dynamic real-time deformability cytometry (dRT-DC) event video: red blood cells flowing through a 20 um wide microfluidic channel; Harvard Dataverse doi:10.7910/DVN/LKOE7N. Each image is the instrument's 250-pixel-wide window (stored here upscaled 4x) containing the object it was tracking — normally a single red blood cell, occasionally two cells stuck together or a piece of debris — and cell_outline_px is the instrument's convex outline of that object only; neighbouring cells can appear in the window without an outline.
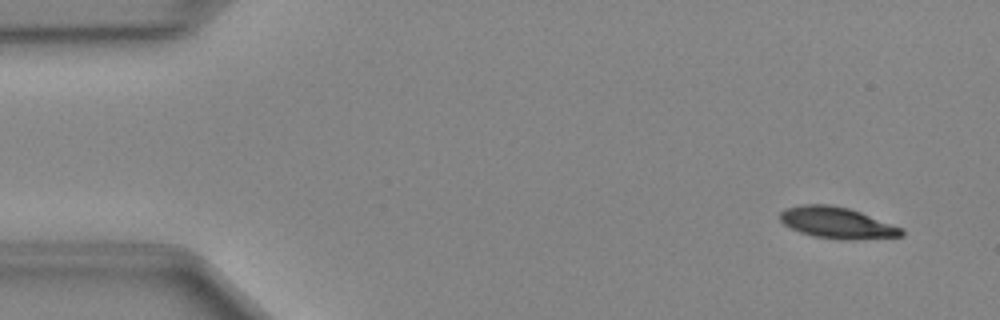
{"species": "Egyptian fruit bat (a non-hibernating species)", "species_latin": "Rousettus aegyptiacus", "temperature_condition": "cold", "stored_images_in_passage": 19, "camera_frame_rate_fps": 3000, "um_per_image_px": 0.085, "animal": {"sex": "female"}, "frame": {"image": 1, "passage_image": 3, "time_ms": 0.667, "image_size_px": [1000, 320], "cell_outline_px": [[904, 236], [848, 240], [812, 236], [800, 232], [784, 224], [780, 220], [780, 212], [784, 208], [800, 204], [828, 204], [848, 208], [860, 212], [904, 228]], "centroid_in_image_um": [71.15, 18.93], "position_along_channel_um": 13.9, "area_um2": 22.2}}
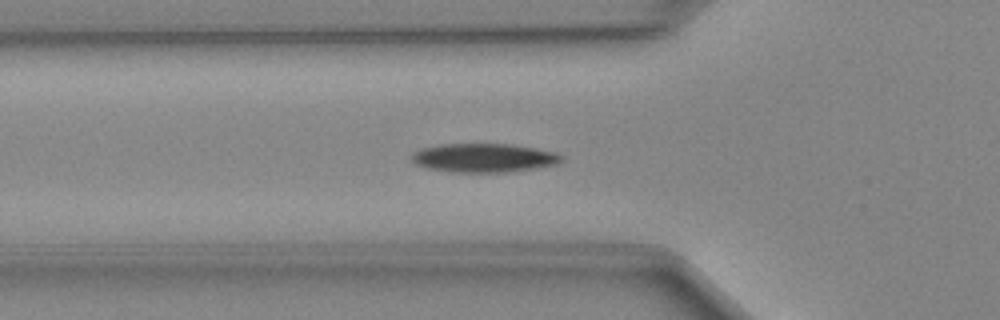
{"frame": {"image": 2, "passage_image": 16, "time_ms": 5.0, "image_size_px": [1000, 320], "cell_outline_px": [[564, 160], [556, 164], [536, 168], [508, 172], [456, 172], [428, 168], [416, 164], [412, 160], [412, 152], [420, 148], [440, 144], [512, 144], [556, 152], [564, 156]], "centroid_in_image_um": [41.15, 13.41], "position_along_channel_um": 84.7, "area_um2": 25.2}}
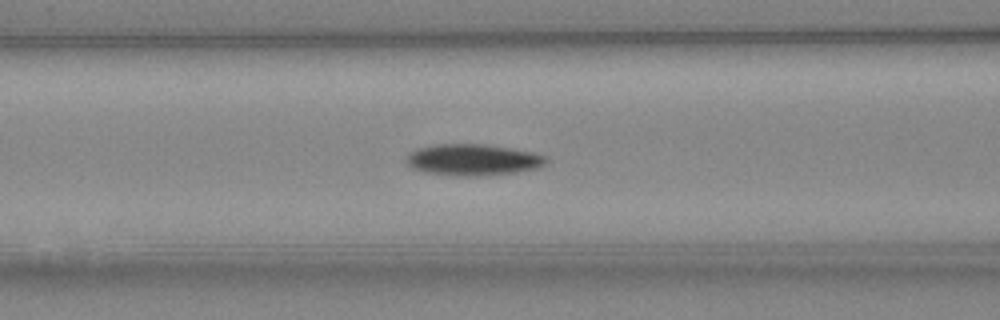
{"frame": {"image": 3, "passage_image": 19, "time_ms": 6.0, "image_size_px": [1000, 320], "cell_outline_px": [[548, 160], [540, 168], [516, 172], [476, 176], [456, 176], [424, 172], [412, 168], [404, 160], [408, 152], [416, 148], [432, 144], [484, 144], [512, 148], [532, 152], [544, 156]], "centroid_in_image_um": [40.14, 13.58], "position_along_channel_um": 126.5, "area_um2": 25.84}}